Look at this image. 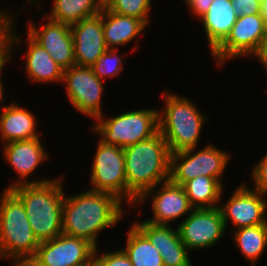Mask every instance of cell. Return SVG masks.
Returning a JSON list of instances; mask_svg holds the SVG:
<instances>
[{
  "mask_svg": "<svg viewBox=\"0 0 267 266\" xmlns=\"http://www.w3.org/2000/svg\"><path fill=\"white\" fill-rule=\"evenodd\" d=\"M124 150L127 200L144 202L160 183L170 177V151L160 131Z\"/></svg>",
  "mask_w": 267,
  "mask_h": 266,
  "instance_id": "cell-1",
  "label": "cell"
},
{
  "mask_svg": "<svg viewBox=\"0 0 267 266\" xmlns=\"http://www.w3.org/2000/svg\"><path fill=\"white\" fill-rule=\"evenodd\" d=\"M121 204L115 195L100 191L64 196L62 233L84 239L96 248L98 233L121 219Z\"/></svg>",
  "mask_w": 267,
  "mask_h": 266,
  "instance_id": "cell-2",
  "label": "cell"
},
{
  "mask_svg": "<svg viewBox=\"0 0 267 266\" xmlns=\"http://www.w3.org/2000/svg\"><path fill=\"white\" fill-rule=\"evenodd\" d=\"M60 179L24 183L10 190L21 200L31 228L39 242L62 234L64 192Z\"/></svg>",
  "mask_w": 267,
  "mask_h": 266,
  "instance_id": "cell-3",
  "label": "cell"
},
{
  "mask_svg": "<svg viewBox=\"0 0 267 266\" xmlns=\"http://www.w3.org/2000/svg\"><path fill=\"white\" fill-rule=\"evenodd\" d=\"M0 196V259H14L13 266H25L34 256L40 242L36 238L25 207L10 190Z\"/></svg>",
  "mask_w": 267,
  "mask_h": 266,
  "instance_id": "cell-4",
  "label": "cell"
},
{
  "mask_svg": "<svg viewBox=\"0 0 267 266\" xmlns=\"http://www.w3.org/2000/svg\"><path fill=\"white\" fill-rule=\"evenodd\" d=\"M165 111L158 112L159 131L170 153L197 147L201 128L207 118L188 98L163 93Z\"/></svg>",
  "mask_w": 267,
  "mask_h": 266,
  "instance_id": "cell-5",
  "label": "cell"
},
{
  "mask_svg": "<svg viewBox=\"0 0 267 266\" xmlns=\"http://www.w3.org/2000/svg\"><path fill=\"white\" fill-rule=\"evenodd\" d=\"M158 112L155 109L129 111L108 120L100 115L93 127L106 144L125 148L148 139L159 131Z\"/></svg>",
  "mask_w": 267,
  "mask_h": 266,
  "instance_id": "cell-6",
  "label": "cell"
},
{
  "mask_svg": "<svg viewBox=\"0 0 267 266\" xmlns=\"http://www.w3.org/2000/svg\"><path fill=\"white\" fill-rule=\"evenodd\" d=\"M196 148L183 150L170 155L169 179L179 185L198 176L216 178L221 176L229 160V153L220 151L211 144L195 152Z\"/></svg>",
  "mask_w": 267,
  "mask_h": 266,
  "instance_id": "cell-7",
  "label": "cell"
},
{
  "mask_svg": "<svg viewBox=\"0 0 267 266\" xmlns=\"http://www.w3.org/2000/svg\"><path fill=\"white\" fill-rule=\"evenodd\" d=\"M94 251L90 242L62 233L40 242L25 266H92Z\"/></svg>",
  "mask_w": 267,
  "mask_h": 266,
  "instance_id": "cell-8",
  "label": "cell"
},
{
  "mask_svg": "<svg viewBox=\"0 0 267 266\" xmlns=\"http://www.w3.org/2000/svg\"><path fill=\"white\" fill-rule=\"evenodd\" d=\"M91 171L92 191L107 192L122 201L127 199L125 156L123 148L98 142Z\"/></svg>",
  "mask_w": 267,
  "mask_h": 266,
  "instance_id": "cell-9",
  "label": "cell"
},
{
  "mask_svg": "<svg viewBox=\"0 0 267 266\" xmlns=\"http://www.w3.org/2000/svg\"><path fill=\"white\" fill-rule=\"evenodd\" d=\"M266 36L267 23L261 14L238 16L229 35L211 55L220 65L226 59L253 55Z\"/></svg>",
  "mask_w": 267,
  "mask_h": 266,
  "instance_id": "cell-10",
  "label": "cell"
},
{
  "mask_svg": "<svg viewBox=\"0 0 267 266\" xmlns=\"http://www.w3.org/2000/svg\"><path fill=\"white\" fill-rule=\"evenodd\" d=\"M62 82L66 84L69 102L77 111L94 119L102 115L101 97L105 86L91 67L74 65L65 69Z\"/></svg>",
  "mask_w": 267,
  "mask_h": 266,
  "instance_id": "cell-11",
  "label": "cell"
},
{
  "mask_svg": "<svg viewBox=\"0 0 267 266\" xmlns=\"http://www.w3.org/2000/svg\"><path fill=\"white\" fill-rule=\"evenodd\" d=\"M225 229L218 207L193 209L178 226L181 241L188 250L213 246L225 233Z\"/></svg>",
  "mask_w": 267,
  "mask_h": 266,
  "instance_id": "cell-12",
  "label": "cell"
},
{
  "mask_svg": "<svg viewBox=\"0 0 267 266\" xmlns=\"http://www.w3.org/2000/svg\"><path fill=\"white\" fill-rule=\"evenodd\" d=\"M264 199L265 193L254 188L250 189L243 183L234 191L225 206L218 207L226 229L229 220L233 222L235 229L266 224L267 200Z\"/></svg>",
  "mask_w": 267,
  "mask_h": 266,
  "instance_id": "cell-13",
  "label": "cell"
},
{
  "mask_svg": "<svg viewBox=\"0 0 267 266\" xmlns=\"http://www.w3.org/2000/svg\"><path fill=\"white\" fill-rule=\"evenodd\" d=\"M75 64L92 67L108 49L104 41L103 10L70 26Z\"/></svg>",
  "mask_w": 267,
  "mask_h": 266,
  "instance_id": "cell-14",
  "label": "cell"
},
{
  "mask_svg": "<svg viewBox=\"0 0 267 266\" xmlns=\"http://www.w3.org/2000/svg\"><path fill=\"white\" fill-rule=\"evenodd\" d=\"M40 29L28 24V35L43 47L64 70L75 64L74 43L70 26L47 17Z\"/></svg>",
  "mask_w": 267,
  "mask_h": 266,
  "instance_id": "cell-15",
  "label": "cell"
},
{
  "mask_svg": "<svg viewBox=\"0 0 267 266\" xmlns=\"http://www.w3.org/2000/svg\"><path fill=\"white\" fill-rule=\"evenodd\" d=\"M159 250L164 266H191L188 249L181 241L178 228L143 221L134 224Z\"/></svg>",
  "mask_w": 267,
  "mask_h": 266,
  "instance_id": "cell-16",
  "label": "cell"
},
{
  "mask_svg": "<svg viewBox=\"0 0 267 266\" xmlns=\"http://www.w3.org/2000/svg\"><path fill=\"white\" fill-rule=\"evenodd\" d=\"M40 139L12 141L5 144L3 150L5 159L20 177V182L13 183L7 189L24 183H44L50 181L49 179H43L41 181L32 180L31 182L24 181L38 165H41V162H44L48 158Z\"/></svg>",
  "mask_w": 267,
  "mask_h": 266,
  "instance_id": "cell-17",
  "label": "cell"
},
{
  "mask_svg": "<svg viewBox=\"0 0 267 266\" xmlns=\"http://www.w3.org/2000/svg\"><path fill=\"white\" fill-rule=\"evenodd\" d=\"M159 185L162 186L159 188L160 191H155L154 196H150L153 199V218L145 221L168 225V222L174 221L194 209L181 185L173 183L170 179Z\"/></svg>",
  "mask_w": 267,
  "mask_h": 266,
  "instance_id": "cell-18",
  "label": "cell"
},
{
  "mask_svg": "<svg viewBox=\"0 0 267 266\" xmlns=\"http://www.w3.org/2000/svg\"><path fill=\"white\" fill-rule=\"evenodd\" d=\"M237 15L231 0H213L208 11L200 18L204 25L211 53L226 39Z\"/></svg>",
  "mask_w": 267,
  "mask_h": 266,
  "instance_id": "cell-19",
  "label": "cell"
},
{
  "mask_svg": "<svg viewBox=\"0 0 267 266\" xmlns=\"http://www.w3.org/2000/svg\"><path fill=\"white\" fill-rule=\"evenodd\" d=\"M0 115V135L3 142L30 140L39 138L35 130L36 121L32 112L15 103L3 106Z\"/></svg>",
  "mask_w": 267,
  "mask_h": 266,
  "instance_id": "cell-20",
  "label": "cell"
},
{
  "mask_svg": "<svg viewBox=\"0 0 267 266\" xmlns=\"http://www.w3.org/2000/svg\"><path fill=\"white\" fill-rule=\"evenodd\" d=\"M146 26L141 19L117 14L106 7L103 9L104 41L108 49L126 45L140 35Z\"/></svg>",
  "mask_w": 267,
  "mask_h": 266,
  "instance_id": "cell-21",
  "label": "cell"
},
{
  "mask_svg": "<svg viewBox=\"0 0 267 266\" xmlns=\"http://www.w3.org/2000/svg\"><path fill=\"white\" fill-rule=\"evenodd\" d=\"M26 72L34 82H61L64 69L27 34Z\"/></svg>",
  "mask_w": 267,
  "mask_h": 266,
  "instance_id": "cell-22",
  "label": "cell"
},
{
  "mask_svg": "<svg viewBox=\"0 0 267 266\" xmlns=\"http://www.w3.org/2000/svg\"><path fill=\"white\" fill-rule=\"evenodd\" d=\"M182 187L194 209L219 207L217 203L222 198L223 183L216 178L198 176L185 182Z\"/></svg>",
  "mask_w": 267,
  "mask_h": 266,
  "instance_id": "cell-23",
  "label": "cell"
},
{
  "mask_svg": "<svg viewBox=\"0 0 267 266\" xmlns=\"http://www.w3.org/2000/svg\"><path fill=\"white\" fill-rule=\"evenodd\" d=\"M49 18L69 26L99 14L105 4L101 0H55Z\"/></svg>",
  "mask_w": 267,
  "mask_h": 266,
  "instance_id": "cell-24",
  "label": "cell"
},
{
  "mask_svg": "<svg viewBox=\"0 0 267 266\" xmlns=\"http://www.w3.org/2000/svg\"><path fill=\"white\" fill-rule=\"evenodd\" d=\"M126 247L122 249L133 266H164L159 250L133 225L127 236Z\"/></svg>",
  "mask_w": 267,
  "mask_h": 266,
  "instance_id": "cell-25",
  "label": "cell"
},
{
  "mask_svg": "<svg viewBox=\"0 0 267 266\" xmlns=\"http://www.w3.org/2000/svg\"><path fill=\"white\" fill-rule=\"evenodd\" d=\"M234 239L245 258L255 264L267 247V223L236 229Z\"/></svg>",
  "mask_w": 267,
  "mask_h": 266,
  "instance_id": "cell-26",
  "label": "cell"
},
{
  "mask_svg": "<svg viewBox=\"0 0 267 266\" xmlns=\"http://www.w3.org/2000/svg\"><path fill=\"white\" fill-rule=\"evenodd\" d=\"M150 6L151 0H110L105 7L117 14L141 19L147 25Z\"/></svg>",
  "mask_w": 267,
  "mask_h": 266,
  "instance_id": "cell-27",
  "label": "cell"
},
{
  "mask_svg": "<svg viewBox=\"0 0 267 266\" xmlns=\"http://www.w3.org/2000/svg\"><path fill=\"white\" fill-rule=\"evenodd\" d=\"M11 16L4 10L0 11V66L9 60L13 47L20 41V38L16 37L13 32V17Z\"/></svg>",
  "mask_w": 267,
  "mask_h": 266,
  "instance_id": "cell-28",
  "label": "cell"
},
{
  "mask_svg": "<svg viewBox=\"0 0 267 266\" xmlns=\"http://www.w3.org/2000/svg\"><path fill=\"white\" fill-rule=\"evenodd\" d=\"M116 53V48L107 49L91 67L100 80H106L104 76L106 78L117 76L123 69L122 59Z\"/></svg>",
  "mask_w": 267,
  "mask_h": 266,
  "instance_id": "cell-29",
  "label": "cell"
},
{
  "mask_svg": "<svg viewBox=\"0 0 267 266\" xmlns=\"http://www.w3.org/2000/svg\"><path fill=\"white\" fill-rule=\"evenodd\" d=\"M97 248L93 255L92 266H133L123 250L104 253L102 256H97Z\"/></svg>",
  "mask_w": 267,
  "mask_h": 266,
  "instance_id": "cell-30",
  "label": "cell"
},
{
  "mask_svg": "<svg viewBox=\"0 0 267 266\" xmlns=\"http://www.w3.org/2000/svg\"><path fill=\"white\" fill-rule=\"evenodd\" d=\"M252 176L254 177V189L267 193V153L253 167Z\"/></svg>",
  "mask_w": 267,
  "mask_h": 266,
  "instance_id": "cell-31",
  "label": "cell"
},
{
  "mask_svg": "<svg viewBox=\"0 0 267 266\" xmlns=\"http://www.w3.org/2000/svg\"><path fill=\"white\" fill-rule=\"evenodd\" d=\"M237 16L261 14V0H231Z\"/></svg>",
  "mask_w": 267,
  "mask_h": 266,
  "instance_id": "cell-32",
  "label": "cell"
},
{
  "mask_svg": "<svg viewBox=\"0 0 267 266\" xmlns=\"http://www.w3.org/2000/svg\"><path fill=\"white\" fill-rule=\"evenodd\" d=\"M213 0H193L188 6L190 8V12L197 15L201 18L211 6Z\"/></svg>",
  "mask_w": 267,
  "mask_h": 266,
  "instance_id": "cell-33",
  "label": "cell"
},
{
  "mask_svg": "<svg viewBox=\"0 0 267 266\" xmlns=\"http://www.w3.org/2000/svg\"><path fill=\"white\" fill-rule=\"evenodd\" d=\"M267 70V36L260 42L257 51L253 54Z\"/></svg>",
  "mask_w": 267,
  "mask_h": 266,
  "instance_id": "cell-34",
  "label": "cell"
},
{
  "mask_svg": "<svg viewBox=\"0 0 267 266\" xmlns=\"http://www.w3.org/2000/svg\"><path fill=\"white\" fill-rule=\"evenodd\" d=\"M261 15L267 23V0H261Z\"/></svg>",
  "mask_w": 267,
  "mask_h": 266,
  "instance_id": "cell-35",
  "label": "cell"
},
{
  "mask_svg": "<svg viewBox=\"0 0 267 266\" xmlns=\"http://www.w3.org/2000/svg\"><path fill=\"white\" fill-rule=\"evenodd\" d=\"M7 63V60L0 66V102L5 100V97L3 96V86H2V78H1V71L4 67V65Z\"/></svg>",
  "mask_w": 267,
  "mask_h": 266,
  "instance_id": "cell-36",
  "label": "cell"
},
{
  "mask_svg": "<svg viewBox=\"0 0 267 266\" xmlns=\"http://www.w3.org/2000/svg\"><path fill=\"white\" fill-rule=\"evenodd\" d=\"M193 0H185V3L189 5Z\"/></svg>",
  "mask_w": 267,
  "mask_h": 266,
  "instance_id": "cell-37",
  "label": "cell"
},
{
  "mask_svg": "<svg viewBox=\"0 0 267 266\" xmlns=\"http://www.w3.org/2000/svg\"><path fill=\"white\" fill-rule=\"evenodd\" d=\"M105 5H107V3L110 1V0H101Z\"/></svg>",
  "mask_w": 267,
  "mask_h": 266,
  "instance_id": "cell-38",
  "label": "cell"
}]
</instances>
